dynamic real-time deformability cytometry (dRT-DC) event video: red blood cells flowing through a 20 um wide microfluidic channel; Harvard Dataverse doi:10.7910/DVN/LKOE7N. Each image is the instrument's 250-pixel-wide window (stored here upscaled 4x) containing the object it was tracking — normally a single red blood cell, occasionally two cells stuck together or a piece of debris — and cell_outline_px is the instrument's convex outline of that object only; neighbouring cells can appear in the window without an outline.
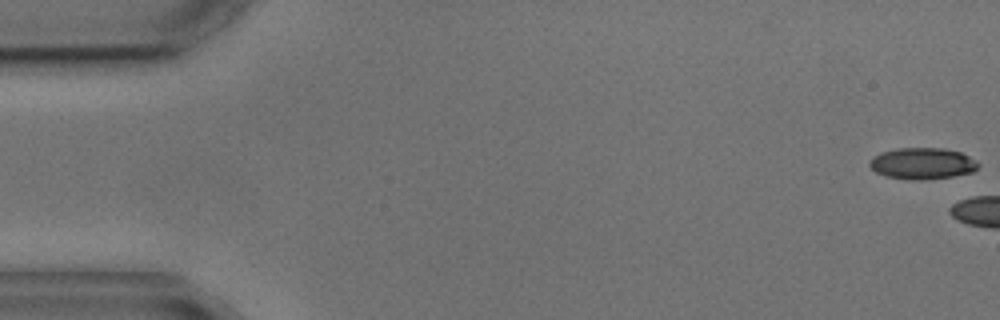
{"species": "common noctule bat (a hibernating species)", "species_latin": "Nyctalus noctula", "temperature_condition": "cold", "stored_images_in_passage": 7, "camera_frame_rate_fps": 3000, "um_per_image_px": 0.085, "animal": {"sex": "male", "body_mass_g": 17.9, "forearm_length_mm": 54.2}, "frame": {"image": 1, "passage_image": 1, "time_ms": 0.0, "image_size_px": [1000, 320], "cell_outline_px": [[980, 164], [972, 172], [952, 176], [924, 180], [912, 180], [888, 176], [876, 172], [868, 164], [872, 156], [880, 152], [896, 148], [944, 148], [960, 152], [976, 160]], "centroid_in_image_um": [78.39, 13.88], "position_along_channel_um": 6.6, "area_um2": 19.88}}